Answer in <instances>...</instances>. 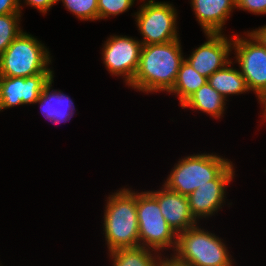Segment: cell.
<instances>
[{
    "instance_id": "5",
    "label": "cell",
    "mask_w": 266,
    "mask_h": 266,
    "mask_svg": "<svg viewBox=\"0 0 266 266\" xmlns=\"http://www.w3.org/2000/svg\"><path fill=\"white\" fill-rule=\"evenodd\" d=\"M230 164L227 159L212 154L188 156L178 162L164 186L189 196L198 187L210 184V181L215 180Z\"/></svg>"
},
{
    "instance_id": "16",
    "label": "cell",
    "mask_w": 266,
    "mask_h": 266,
    "mask_svg": "<svg viewBox=\"0 0 266 266\" xmlns=\"http://www.w3.org/2000/svg\"><path fill=\"white\" fill-rule=\"evenodd\" d=\"M226 98L217 92L209 83H205L195 91L181 106L193 108L210 114L214 118H220L224 112Z\"/></svg>"
},
{
    "instance_id": "10",
    "label": "cell",
    "mask_w": 266,
    "mask_h": 266,
    "mask_svg": "<svg viewBox=\"0 0 266 266\" xmlns=\"http://www.w3.org/2000/svg\"><path fill=\"white\" fill-rule=\"evenodd\" d=\"M52 79L53 73L29 77L0 76V111L17 105L34 104Z\"/></svg>"
},
{
    "instance_id": "2",
    "label": "cell",
    "mask_w": 266,
    "mask_h": 266,
    "mask_svg": "<svg viewBox=\"0 0 266 266\" xmlns=\"http://www.w3.org/2000/svg\"><path fill=\"white\" fill-rule=\"evenodd\" d=\"M104 214V231L109 252L139 246L136 193L121 189L109 196Z\"/></svg>"
},
{
    "instance_id": "17",
    "label": "cell",
    "mask_w": 266,
    "mask_h": 266,
    "mask_svg": "<svg viewBox=\"0 0 266 266\" xmlns=\"http://www.w3.org/2000/svg\"><path fill=\"white\" fill-rule=\"evenodd\" d=\"M230 61L223 68L215 71L209 78L208 83L223 97L230 94H240L249 91L245 78L239 70L229 67Z\"/></svg>"
},
{
    "instance_id": "3",
    "label": "cell",
    "mask_w": 266,
    "mask_h": 266,
    "mask_svg": "<svg viewBox=\"0 0 266 266\" xmlns=\"http://www.w3.org/2000/svg\"><path fill=\"white\" fill-rule=\"evenodd\" d=\"M175 248L177 255L168 260L174 266H232L221 239L197 225L177 234Z\"/></svg>"
},
{
    "instance_id": "26",
    "label": "cell",
    "mask_w": 266,
    "mask_h": 266,
    "mask_svg": "<svg viewBox=\"0 0 266 266\" xmlns=\"http://www.w3.org/2000/svg\"><path fill=\"white\" fill-rule=\"evenodd\" d=\"M261 44L266 47V25L250 32Z\"/></svg>"
},
{
    "instance_id": "9",
    "label": "cell",
    "mask_w": 266,
    "mask_h": 266,
    "mask_svg": "<svg viewBox=\"0 0 266 266\" xmlns=\"http://www.w3.org/2000/svg\"><path fill=\"white\" fill-rule=\"evenodd\" d=\"M143 44L126 36H112L104 44V63L112 75H122L129 85L139 66Z\"/></svg>"
},
{
    "instance_id": "20",
    "label": "cell",
    "mask_w": 266,
    "mask_h": 266,
    "mask_svg": "<svg viewBox=\"0 0 266 266\" xmlns=\"http://www.w3.org/2000/svg\"><path fill=\"white\" fill-rule=\"evenodd\" d=\"M20 13L0 16V55L23 31L18 26Z\"/></svg>"
},
{
    "instance_id": "22",
    "label": "cell",
    "mask_w": 266,
    "mask_h": 266,
    "mask_svg": "<svg viewBox=\"0 0 266 266\" xmlns=\"http://www.w3.org/2000/svg\"><path fill=\"white\" fill-rule=\"evenodd\" d=\"M135 0H98V19L127 11Z\"/></svg>"
},
{
    "instance_id": "6",
    "label": "cell",
    "mask_w": 266,
    "mask_h": 266,
    "mask_svg": "<svg viewBox=\"0 0 266 266\" xmlns=\"http://www.w3.org/2000/svg\"><path fill=\"white\" fill-rule=\"evenodd\" d=\"M136 210L139 224V246L145 248L149 246L148 248H152V251H159L174 245L175 249L177 233L167 224L157 199L150 191L136 193Z\"/></svg>"
},
{
    "instance_id": "4",
    "label": "cell",
    "mask_w": 266,
    "mask_h": 266,
    "mask_svg": "<svg viewBox=\"0 0 266 266\" xmlns=\"http://www.w3.org/2000/svg\"><path fill=\"white\" fill-rule=\"evenodd\" d=\"M44 47L36 38L22 32L0 55V76L29 77L53 73L47 66L51 58Z\"/></svg>"
},
{
    "instance_id": "24",
    "label": "cell",
    "mask_w": 266,
    "mask_h": 266,
    "mask_svg": "<svg viewBox=\"0 0 266 266\" xmlns=\"http://www.w3.org/2000/svg\"><path fill=\"white\" fill-rule=\"evenodd\" d=\"M20 12L19 0H0V16Z\"/></svg>"
},
{
    "instance_id": "8",
    "label": "cell",
    "mask_w": 266,
    "mask_h": 266,
    "mask_svg": "<svg viewBox=\"0 0 266 266\" xmlns=\"http://www.w3.org/2000/svg\"><path fill=\"white\" fill-rule=\"evenodd\" d=\"M247 35L249 40L235 36L232 45L241 68L240 73L249 90L255 91L259 99L266 91V47L251 33Z\"/></svg>"
},
{
    "instance_id": "23",
    "label": "cell",
    "mask_w": 266,
    "mask_h": 266,
    "mask_svg": "<svg viewBox=\"0 0 266 266\" xmlns=\"http://www.w3.org/2000/svg\"><path fill=\"white\" fill-rule=\"evenodd\" d=\"M236 8L255 14H266V0H236Z\"/></svg>"
},
{
    "instance_id": "14",
    "label": "cell",
    "mask_w": 266,
    "mask_h": 266,
    "mask_svg": "<svg viewBox=\"0 0 266 266\" xmlns=\"http://www.w3.org/2000/svg\"><path fill=\"white\" fill-rule=\"evenodd\" d=\"M198 22L204 33H222V27L236 0H191Z\"/></svg>"
},
{
    "instance_id": "19",
    "label": "cell",
    "mask_w": 266,
    "mask_h": 266,
    "mask_svg": "<svg viewBox=\"0 0 266 266\" xmlns=\"http://www.w3.org/2000/svg\"><path fill=\"white\" fill-rule=\"evenodd\" d=\"M143 246L119 248L110 251L114 266H161L164 259L159 262L152 257L150 249ZM161 260V261H160Z\"/></svg>"
},
{
    "instance_id": "1",
    "label": "cell",
    "mask_w": 266,
    "mask_h": 266,
    "mask_svg": "<svg viewBox=\"0 0 266 266\" xmlns=\"http://www.w3.org/2000/svg\"><path fill=\"white\" fill-rule=\"evenodd\" d=\"M184 57L180 42L143 45L137 72L129 84L145 92H169L176 81Z\"/></svg>"
},
{
    "instance_id": "15",
    "label": "cell",
    "mask_w": 266,
    "mask_h": 266,
    "mask_svg": "<svg viewBox=\"0 0 266 266\" xmlns=\"http://www.w3.org/2000/svg\"><path fill=\"white\" fill-rule=\"evenodd\" d=\"M53 79L44 87L39 99L42 114L52 123L58 124L68 121L73 116L74 106L72 100L60 91L51 92Z\"/></svg>"
},
{
    "instance_id": "28",
    "label": "cell",
    "mask_w": 266,
    "mask_h": 266,
    "mask_svg": "<svg viewBox=\"0 0 266 266\" xmlns=\"http://www.w3.org/2000/svg\"><path fill=\"white\" fill-rule=\"evenodd\" d=\"M161 266H174V265H172V264L168 261V259H166V260L164 261V263H163Z\"/></svg>"
},
{
    "instance_id": "18",
    "label": "cell",
    "mask_w": 266,
    "mask_h": 266,
    "mask_svg": "<svg viewBox=\"0 0 266 266\" xmlns=\"http://www.w3.org/2000/svg\"><path fill=\"white\" fill-rule=\"evenodd\" d=\"M208 78L199 74L191 64L184 59L180 65L176 81L170 93L179 96L182 105L195 91L207 83Z\"/></svg>"
},
{
    "instance_id": "27",
    "label": "cell",
    "mask_w": 266,
    "mask_h": 266,
    "mask_svg": "<svg viewBox=\"0 0 266 266\" xmlns=\"http://www.w3.org/2000/svg\"><path fill=\"white\" fill-rule=\"evenodd\" d=\"M260 103L264 104V117H266V91L265 93L259 98ZM266 119V118H265Z\"/></svg>"
},
{
    "instance_id": "25",
    "label": "cell",
    "mask_w": 266,
    "mask_h": 266,
    "mask_svg": "<svg viewBox=\"0 0 266 266\" xmlns=\"http://www.w3.org/2000/svg\"><path fill=\"white\" fill-rule=\"evenodd\" d=\"M28 5L36 7L45 14L58 0H25Z\"/></svg>"
},
{
    "instance_id": "13",
    "label": "cell",
    "mask_w": 266,
    "mask_h": 266,
    "mask_svg": "<svg viewBox=\"0 0 266 266\" xmlns=\"http://www.w3.org/2000/svg\"><path fill=\"white\" fill-rule=\"evenodd\" d=\"M158 201L160 211L167 224L178 234L196 226L197 220L192 216L188 197L164 186L162 191L150 192Z\"/></svg>"
},
{
    "instance_id": "21",
    "label": "cell",
    "mask_w": 266,
    "mask_h": 266,
    "mask_svg": "<svg viewBox=\"0 0 266 266\" xmlns=\"http://www.w3.org/2000/svg\"><path fill=\"white\" fill-rule=\"evenodd\" d=\"M60 1V0H58ZM81 20H98V0H61Z\"/></svg>"
},
{
    "instance_id": "11",
    "label": "cell",
    "mask_w": 266,
    "mask_h": 266,
    "mask_svg": "<svg viewBox=\"0 0 266 266\" xmlns=\"http://www.w3.org/2000/svg\"><path fill=\"white\" fill-rule=\"evenodd\" d=\"M206 35L208 41L194 50L186 60L199 74L209 78L230 62L228 55L233 43L221 33H206Z\"/></svg>"
},
{
    "instance_id": "12",
    "label": "cell",
    "mask_w": 266,
    "mask_h": 266,
    "mask_svg": "<svg viewBox=\"0 0 266 266\" xmlns=\"http://www.w3.org/2000/svg\"><path fill=\"white\" fill-rule=\"evenodd\" d=\"M231 164L210 184H204L193 191L188 197L189 208L195 218L206 217L216 212L223 203L225 187L232 181L234 176Z\"/></svg>"
},
{
    "instance_id": "7",
    "label": "cell",
    "mask_w": 266,
    "mask_h": 266,
    "mask_svg": "<svg viewBox=\"0 0 266 266\" xmlns=\"http://www.w3.org/2000/svg\"><path fill=\"white\" fill-rule=\"evenodd\" d=\"M176 10L171 4L149 0L143 4L136 19L143 45L164 44L178 40L176 30Z\"/></svg>"
}]
</instances>
